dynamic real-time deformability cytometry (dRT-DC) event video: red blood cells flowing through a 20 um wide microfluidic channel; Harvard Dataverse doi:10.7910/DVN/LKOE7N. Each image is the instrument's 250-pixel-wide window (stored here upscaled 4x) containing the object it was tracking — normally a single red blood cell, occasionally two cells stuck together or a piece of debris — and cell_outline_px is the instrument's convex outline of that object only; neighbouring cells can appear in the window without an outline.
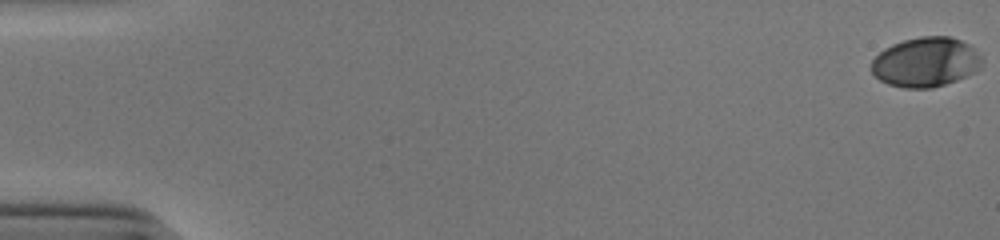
{"species": "human", "species_latin": "Homo sapiens", "temperature_condition": "cold", "stored_images_in_passage": 53, "camera_frame_rate_fps": 3000, "um_per_image_px": 0.085, "donor": {"sex": "male"}, "frame": {"image": 1, "passage_image": 1, "time_ms": 0.0, "image_size_px": [1000, 240], "cell_outline_px": [[984, 60], [980, 68], [976, 72], [956, 80], [932, 88], [904, 88], [888, 84], [880, 80], [872, 72], [872, 60], [884, 48], [892, 44], [904, 40], [920, 36], [948, 36], [960, 40], [968, 44]], "centroid_in_image_um": [78.69, 5.28], "position_along_channel_um": 6.3, "area_um2": 31.91}}
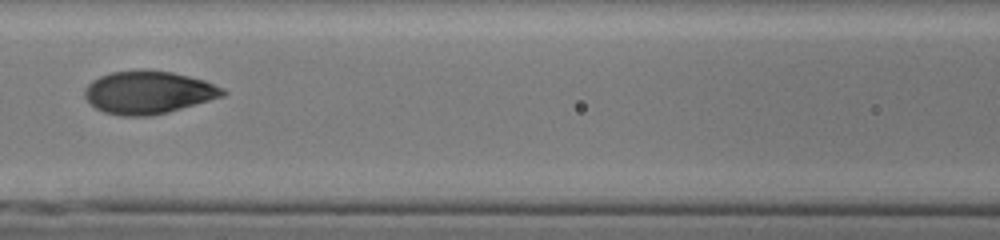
{"frame": {"image": 2, "passage_image": 26, "time_ms": 8.333, "image_size_px": [1000, 240], "cell_outline_px": [[228, 92], [224, 96], [168, 112], [152, 116], [120, 116], [104, 112], [96, 108], [84, 96], [84, 88], [92, 80], [100, 76], [112, 72], [140, 68], [148, 68], [172, 72], [204, 80], [224, 88]], "centroid_in_image_um": [12.61, 7.83], "position_along_channel_um": 154.0, "area_um2": 34.85}}
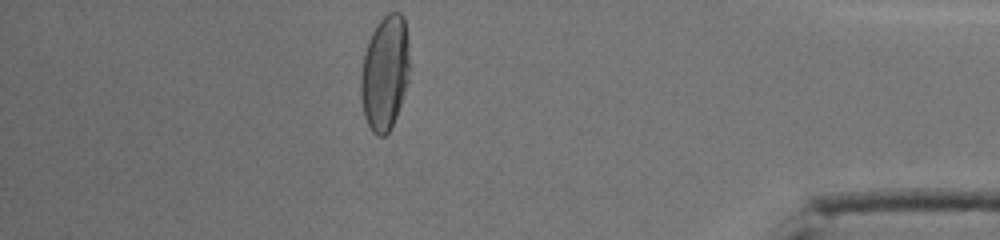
{"frame": {"image": 3, "passage_image": 48, "time_ms": 15.667, "image_size_px": [1000, 240], "cell_outline_px": [[408, 80], [396, 116], [388, 132], [384, 136], [376, 136], [372, 132], [364, 116], [360, 96], [360, 72], [364, 52], [368, 40], [376, 24], [388, 12], [400, 12], [404, 16], [408, 44]], "centroid_in_image_um": [32.68, 6.18], "position_along_channel_um": 402.5, "area_um2": 32.66}, "authors_computed_cell_mechanics": {"area_um2": 33.4662, "velocity_mm_per_s": 3.9023, "shape_relaxation_time_tau1_ms": 4.4998, "shape_relaxation_time_tau2_ms": 0.7846, "deformation_change_tau1": 0.2137, "deformation_change_tau2": 0.0465}}